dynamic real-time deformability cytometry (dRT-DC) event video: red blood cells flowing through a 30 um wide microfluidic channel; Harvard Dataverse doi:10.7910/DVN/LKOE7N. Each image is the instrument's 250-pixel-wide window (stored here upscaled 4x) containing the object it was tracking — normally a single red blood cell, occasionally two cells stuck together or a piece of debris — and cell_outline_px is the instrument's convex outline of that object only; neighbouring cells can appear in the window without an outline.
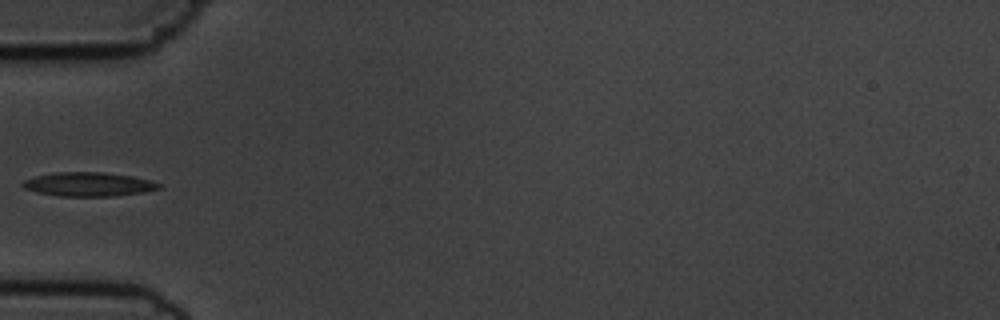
{"species": "common noctule bat (a hibernating species)", "species_latin": "Nyctalus noctula", "temperature_condition": "cold", "stored_images_in_passage": 23, "camera_frame_rate_fps": 3000, "um_per_image_px": 0.085, "animal": {"sex": "male", "body_mass_g": 19.5, "forearm_length_mm": 54.6}, "frame": {"image": 1, "passage_image": 1, "time_ms": 0.0, "image_size_px": [1000, 320], "cell_outline_px": [[160, 188], [144, 192], [112, 196], [60, 196], [36, 192], [24, 188], [20, 184], [24, 180], [36, 176], [56, 172], [104, 172], [132, 176], [148, 180], [160, 184]], "centroid_in_image_um": [7.49, 15.66], "position_along_channel_um": 77.5, "area_um2": 18.9}}
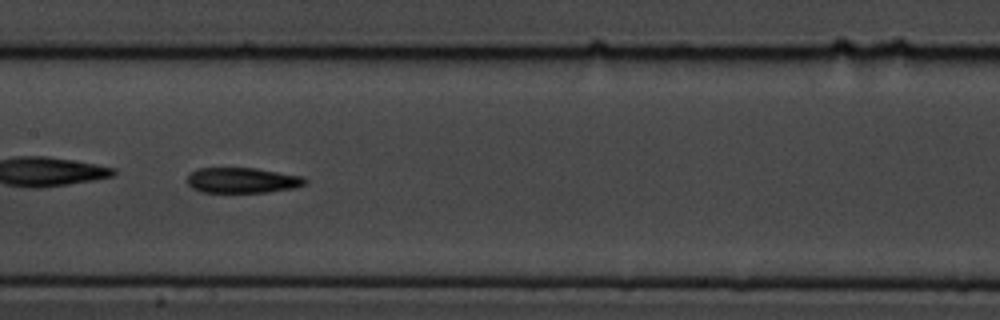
{"frame": {"image": 2, "passage_image": 10, "time_ms": 3.0, "image_size_px": [1000, 320], "cell_outline_px": [[308, 180], [304, 184], [296, 188], [268, 192], [200, 192], [192, 188], [188, 184], [188, 176], [192, 172], [200, 168], [256, 168], [304, 176]], "centroid_in_image_um": [20.64, 15.33], "position_along_channel_um": 186.8, "area_um2": 17.51}}
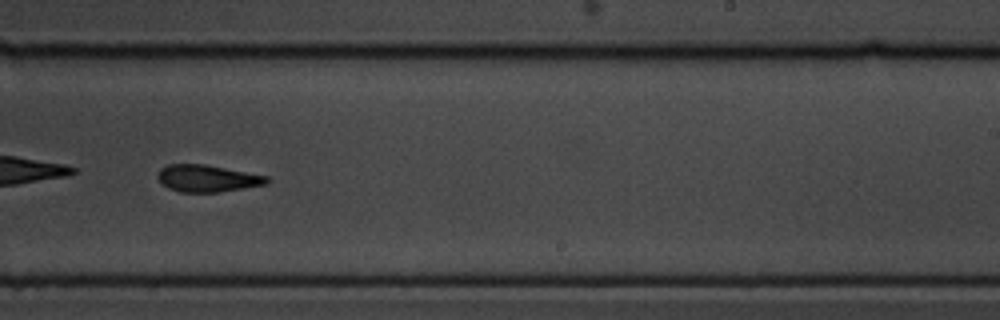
{"frame": {"image": 3, "passage_image": 17, "time_ms": 5.333, "image_size_px": [1000, 320], "cell_outline_px": [[272, 180], [268, 184], [220, 192], [180, 192], [168, 188], [156, 176], [160, 168], [168, 164], [204, 164], [268, 176]], "centroid_in_image_um": [17.65, 15.16], "position_along_channel_um": 271.4, "area_um2": 17.22}}